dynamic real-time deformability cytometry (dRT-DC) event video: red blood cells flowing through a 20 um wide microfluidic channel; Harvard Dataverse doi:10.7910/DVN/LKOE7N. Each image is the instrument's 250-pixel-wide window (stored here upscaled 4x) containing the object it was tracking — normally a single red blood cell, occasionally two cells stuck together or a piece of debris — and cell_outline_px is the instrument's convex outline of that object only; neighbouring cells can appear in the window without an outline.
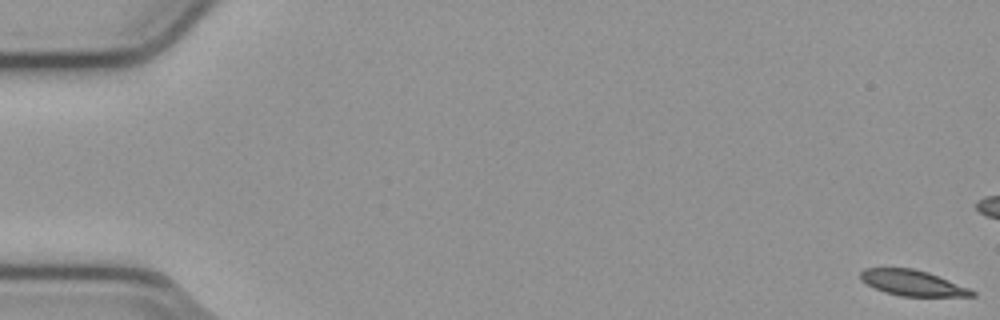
{"species": "common noctule bat (a hibernating species)", "species_latin": "Nyctalus noctula", "temperature_condition": "cold", "stored_images_in_passage": 18, "camera_frame_rate_fps": 3000, "um_per_image_px": 0.085, "animal": {"sex": "male", "body_mass_g": 23.1, "forearm_length_mm": 52.7}, "frame": {"image": 1, "passage_image": 1, "time_ms": 0.0, "image_size_px": [1000, 320], "cell_outline_px": [[976, 296], [900, 296], [884, 292], [860, 280], [860, 272], [864, 268], [912, 268], [928, 272], [968, 288], [976, 292]], "centroid_in_image_um": [77.54, 24.05], "position_along_channel_um": 7.5, "area_um2": 16.47}}